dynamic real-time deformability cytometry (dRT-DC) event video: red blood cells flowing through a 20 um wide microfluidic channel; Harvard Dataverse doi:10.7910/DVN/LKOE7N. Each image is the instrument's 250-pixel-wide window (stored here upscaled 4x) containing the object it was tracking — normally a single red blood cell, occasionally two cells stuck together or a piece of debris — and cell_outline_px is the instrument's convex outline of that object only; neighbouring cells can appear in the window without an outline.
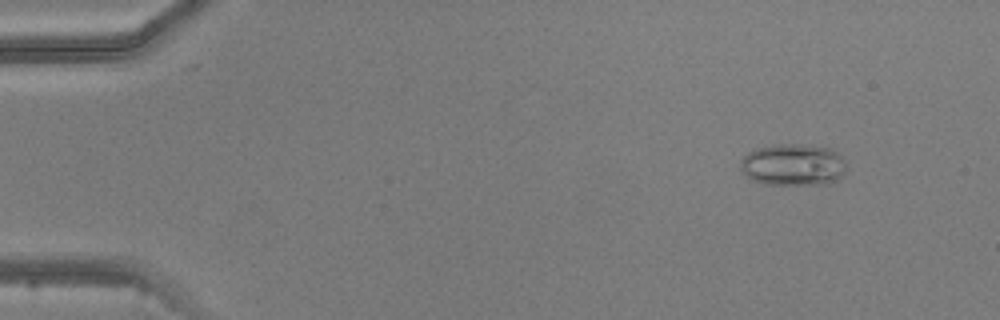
{"species": "common noctule bat (a hibernating species)", "species_latin": "Nyctalus noctula", "temperature_condition": "warm", "stored_images_in_passage": 4, "camera_frame_rate_fps": 3000, "um_per_image_px": 0.085, "animal": {"sex": "male", "body_mass_g": 20.5, "forearm_length_mm": 52.5}, "frame": {"image": 1, "passage_image": 4, "time_ms": 4.333, "image_size_px": [1000, 320], "cell_outline_px": [[844, 172], [840, 180], [828, 184], [768, 184], [752, 180], [740, 172], [740, 160], [748, 152], [756, 148], [772, 144], [800, 144], [832, 148], [840, 156], [844, 164]], "centroid_in_image_um": [67.38, 14.0], "position_along_channel_um": 17.6, "area_um2": 26.07}}